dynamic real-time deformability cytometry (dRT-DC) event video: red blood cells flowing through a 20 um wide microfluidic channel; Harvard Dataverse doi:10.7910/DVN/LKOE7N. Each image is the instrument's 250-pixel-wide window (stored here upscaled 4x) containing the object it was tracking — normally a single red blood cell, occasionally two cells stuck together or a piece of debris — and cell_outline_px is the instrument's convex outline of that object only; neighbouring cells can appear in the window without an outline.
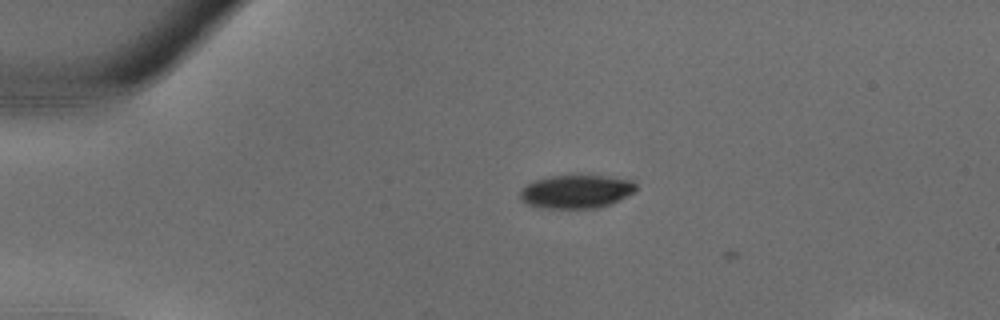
{"species": "common noctule bat (a hibernating species)", "species_latin": "Nyctalus noctula", "temperature_condition": "warm", "stored_images_in_passage": 5, "camera_frame_rate_fps": 3000, "um_per_image_px": 0.085, "animal": {"sex": "male", "body_mass_g": 18.8}, "frame": {"image": 1, "passage_image": 3, "time_ms": 0.667, "image_size_px": [1000, 320], "cell_outline_px": [[636, 188], [632, 192], [608, 204], [596, 208], [544, 208], [528, 204], [520, 200], [520, 192], [528, 184], [536, 180], [548, 176], [604, 176], [632, 180], [636, 184]], "centroid_in_image_um": [48.94, 16.28], "position_along_channel_um": 36.1, "area_um2": 22.02}}